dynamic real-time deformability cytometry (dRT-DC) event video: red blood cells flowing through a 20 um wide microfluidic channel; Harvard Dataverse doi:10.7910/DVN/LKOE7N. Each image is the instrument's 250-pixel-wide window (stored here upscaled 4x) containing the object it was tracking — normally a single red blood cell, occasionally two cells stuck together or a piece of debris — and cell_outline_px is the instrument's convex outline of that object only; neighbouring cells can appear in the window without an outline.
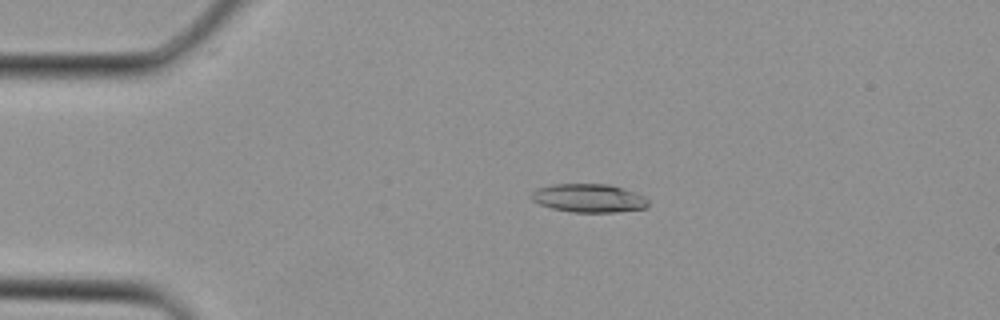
{"species": "Egyptian fruit bat (a non-hibernating species)", "species_latin": "Rousettus aegyptiacus", "temperature_condition": "cold", "stored_images_in_passage": 3, "camera_frame_rate_fps": 3000, "um_per_image_px": 0.085, "animal": {"sex": "female"}, "frame": {"image": 1, "passage_image": 2, "time_ms": 0.333, "image_size_px": [1000, 320], "cell_outline_px": [[648, 204], [644, 208], [616, 212], [572, 212], [552, 208], [540, 204], [532, 200], [532, 192], [536, 188], [552, 184], [608, 184], [644, 196], [648, 200]], "centroid_in_image_um": [50.01, 16.84], "position_along_channel_um": 35.0, "area_um2": 19.13}}